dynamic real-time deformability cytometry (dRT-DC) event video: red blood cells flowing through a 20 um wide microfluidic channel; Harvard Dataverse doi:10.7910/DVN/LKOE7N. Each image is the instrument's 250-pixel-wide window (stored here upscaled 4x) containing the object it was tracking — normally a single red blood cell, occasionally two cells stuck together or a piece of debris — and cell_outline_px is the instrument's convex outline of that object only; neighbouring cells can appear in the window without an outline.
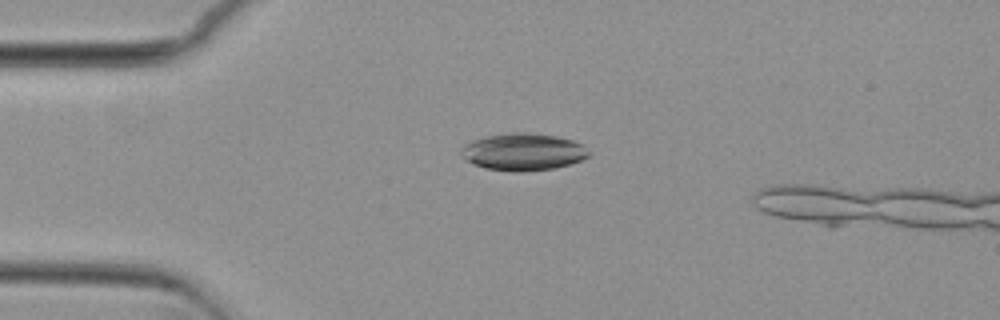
{"species": "common noctule bat (a hibernating species)", "species_latin": "Nyctalus noctula", "temperature_condition": "cold", "stored_images_in_passage": 49, "camera_frame_rate_fps": 3000, "um_per_image_px": 0.085, "animal": {"sex": "female", "body_mass_g": 29.2, "forearm_length_mm": 56.3}, "frame": {"image": 1, "passage_image": 13, "time_ms": 4.0, "image_size_px": [1000, 320], "cell_outline_px": [[588, 156], [580, 160], [556, 168], [520, 172], [512, 172], [484, 168], [460, 156], [460, 148], [464, 144], [472, 140], [488, 136], [512, 132], [528, 132], [556, 136], [572, 140], [584, 144], [588, 152]], "centroid_in_image_um": [44.44, 12.91], "position_along_channel_um": 40.6, "area_um2": 27.69}}
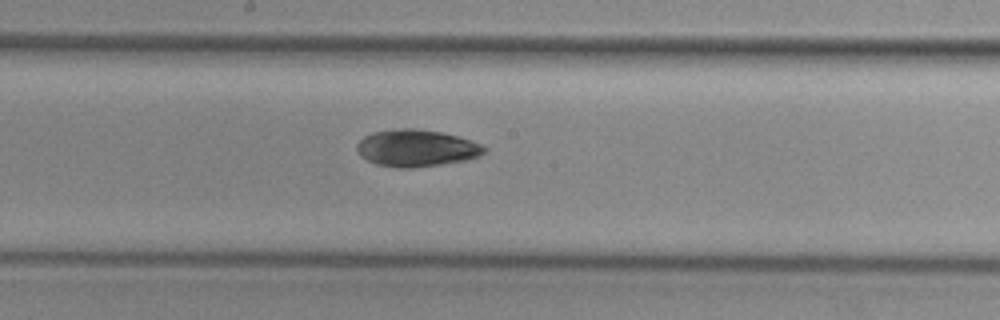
{"frame": {"image": 2, "passage_image": 29, "time_ms": 9.333, "image_size_px": [1000, 320], "cell_outline_px": [[488, 148], [480, 156], [464, 160], [440, 164], [412, 168], [396, 168], [376, 164], [360, 156], [356, 148], [356, 144], [364, 136], [372, 132], [400, 128], [416, 128], [440, 132], [456, 136], [480, 144]], "centroid_in_image_um": [35.35, 12.59], "position_along_channel_um": 212.8, "area_um2": 27.34}}
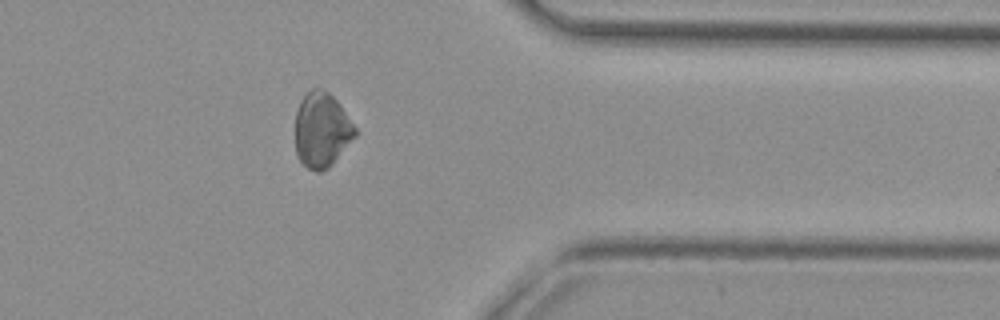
{"frame": {"image": 3, "passage_image": 44, "time_ms": 14.333, "image_size_px": [1000, 320], "cell_outline_px": [[356, 136], [332, 164], [328, 168], [320, 172], [316, 172], [308, 168], [296, 156], [296, 112], [300, 100], [312, 88], [324, 88], [340, 104], [356, 128]], "centroid_in_image_um": [27.34, 11.04], "position_along_channel_um": 384.1, "area_um2": 26.13}}